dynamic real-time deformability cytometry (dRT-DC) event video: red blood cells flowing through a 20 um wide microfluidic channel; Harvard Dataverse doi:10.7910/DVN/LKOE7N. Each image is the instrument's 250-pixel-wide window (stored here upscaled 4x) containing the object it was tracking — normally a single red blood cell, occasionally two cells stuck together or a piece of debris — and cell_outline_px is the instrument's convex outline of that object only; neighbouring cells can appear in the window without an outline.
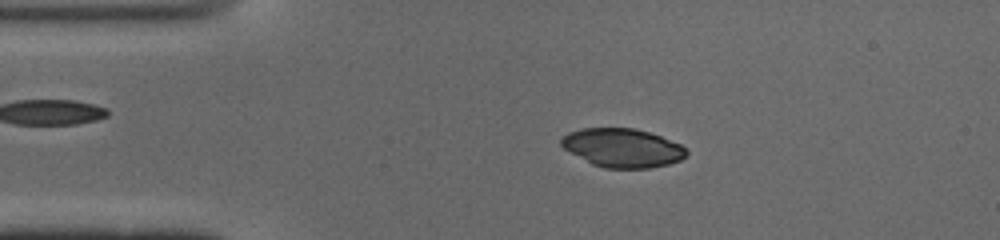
{"species": "common noctule bat (a hibernating species)", "species_latin": "Nyctalus noctula", "temperature_condition": "cold", "stored_images_in_passage": 50, "camera_frame_rate_fps": 3000, "um_per_image_px": 0.085, "animal": {"sex": "male", "body_mass_g": 19.0, "forearm_length_mm": 50.8}, "frame": {"image": 1, "passage_image": 9, "time_ms": 2.667, "image_size_px": [1000, 240], "cell_outline_px": [[688, 152], [680, 160], [668, 164], [648, 168], [604, 168], [592, 164], [564, 148], [560, 144], [560, 140], [568, 132], [580, 128], [632, 128], [648, 132], [660, 136], [680, 144]], "centroid_in_image_um": [52.89, 12.56], "position_along_channel_um": 32.1, "area_um2": 27.98}}
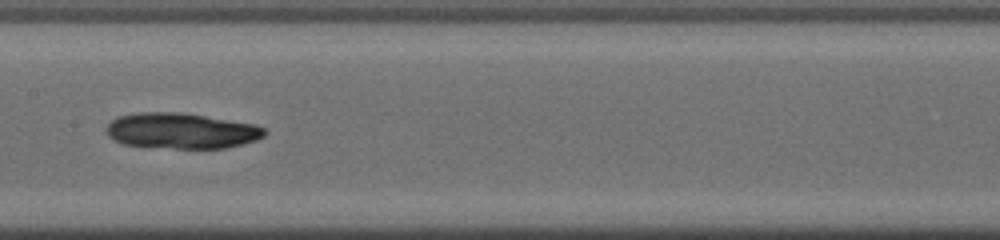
{"frame": {"image": 2, "passage_image": 24, "time_ms": 7.667, "image_size_px": [1000, 240], "cell_outline_px": [[268, 132], [264, 136], [256, 140], [244, 144], [228, 148], [176, 148], [124, 144], [112, 140], [108, 136], [104, 128], [112, 120], [120, 116], [136, 112], [180, 112], [256, 124], [264, 128]], "centroid_in_image_um": [15.43, 11.11], "position_along_channel_um": 192.0, "area_um2": 33.0}}
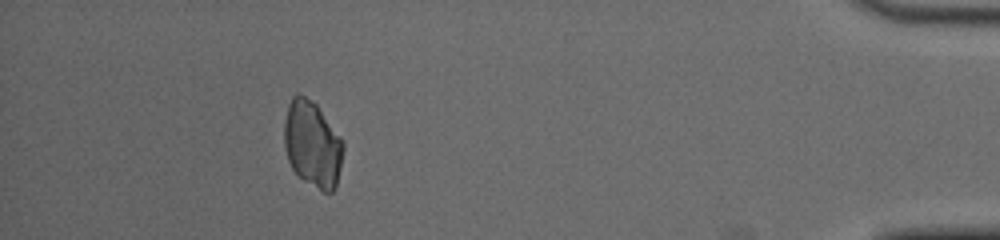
{"frame": {"image": 3, "passage_image": 45, "time_ms": 14.667, "image_size_px": [1000, 240], "cell_outline_px": [[344, 148], [336, 188], [332, 192], [324, 192], [304, 180], [292, 168], [288, 160], [284, 148], [284, 124], [288, 104], [292, 96], [296, 92], [300, 92], [312, 100], [316, 104], [340, 136], [344, 144]], "centroid_in_image_um": [26.55, 12.22], "position_along_channel_um": 408.7, "area_um2": 29.77}}